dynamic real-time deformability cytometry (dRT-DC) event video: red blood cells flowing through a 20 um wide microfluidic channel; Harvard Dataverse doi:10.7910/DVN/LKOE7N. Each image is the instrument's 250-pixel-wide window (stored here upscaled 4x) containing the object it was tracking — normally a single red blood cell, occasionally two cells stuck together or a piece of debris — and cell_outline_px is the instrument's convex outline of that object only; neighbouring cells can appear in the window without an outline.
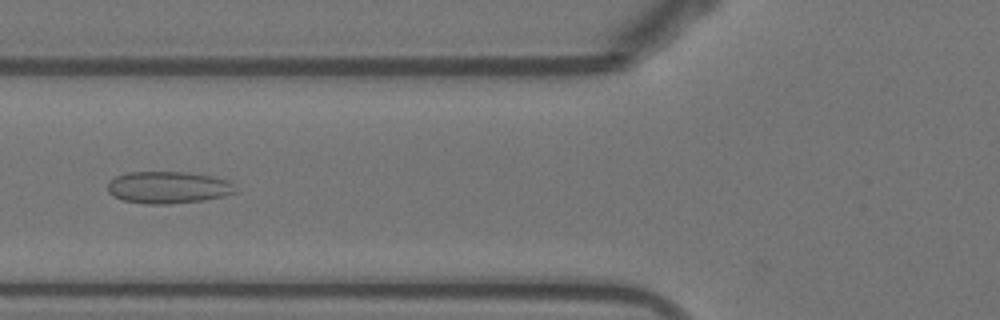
{"species": "Egyptian fruit bat (a non-hibernating species)", "species_latin": "Rousettus aegyptiacus", "temperature_condition": "warm", "stored_images_in_passage": 42, "camera_frame_rate_fps": 3000, "um_per_image_px": 0.085, "animal": {"sex": "female"}, "frame": {"image": 1, "passage_image": 9, "time_ms": 2.667, "image_size_px": [1000, 320], "cell_outline_px": [[236, 192], [224, 196], [204, 200], [172, 204], [144, 204], [124, 200], [112, 196], [108, 192], [108, 184], [116, 176], [128, 172], [188, 172], [212, 176], [224, 180], [232, 184]], "centroid_in_image_um": [14.27, 15.94], "position_along_channel_um": 111.5, "area_um2": 23.76}}
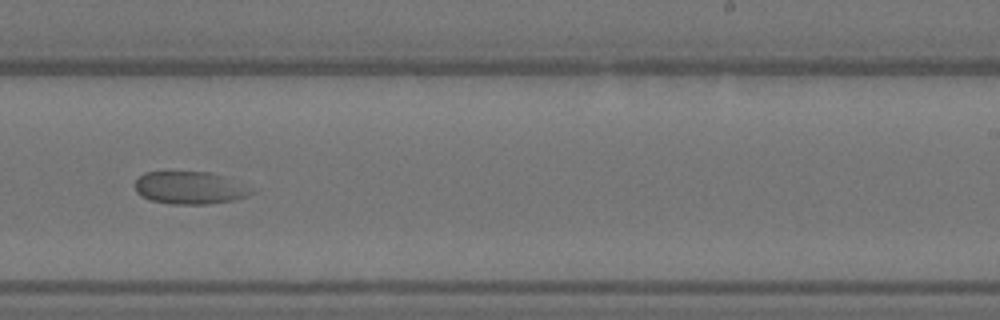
{"frame": {"image": 2, "passage_image": 22, "time_ms": 7.0, "image_size_px": [1000, 320], "cell_outline_px": [[256, 192], [248, 196], [236, 200], [208, 204], [168, 204], [152, 200], [140, 196], [136, 192], [136, 180], [144, 172], [208, 172], [220, 176]], "centroid_in_image_um": [16.07, 15.99], "position_along_channel_um": 272.9, "area_um2": 21.68}}
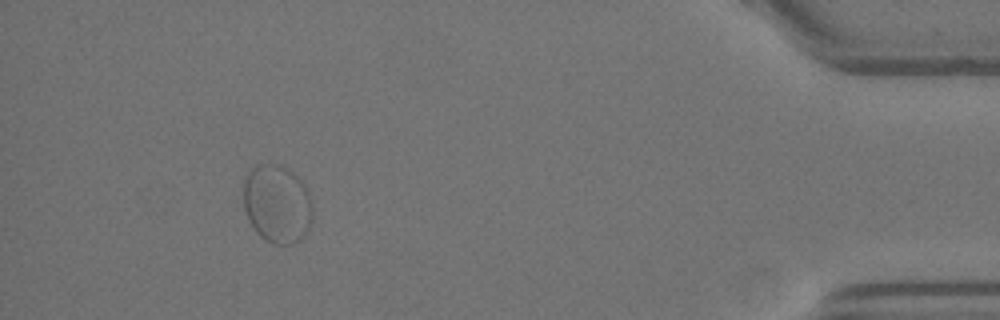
{"frame": {"image": 3, "passage_image": 38, "time_ms": 12.333, "image_size_px": [1000, 320], "cell_outline_px": [[312, 220], [304, 236], [300, 240], [292, 244], [272, 244], [264, 240], [256, 232], [248, 220], [244, 208], [244, 176], [256, 164], [284, 164], [304, 184], [312, 200]], "centroid_in_image_um": [23.55, 17.32], "position_along_channel_um": 411.7, "area_um2": 32.02}}